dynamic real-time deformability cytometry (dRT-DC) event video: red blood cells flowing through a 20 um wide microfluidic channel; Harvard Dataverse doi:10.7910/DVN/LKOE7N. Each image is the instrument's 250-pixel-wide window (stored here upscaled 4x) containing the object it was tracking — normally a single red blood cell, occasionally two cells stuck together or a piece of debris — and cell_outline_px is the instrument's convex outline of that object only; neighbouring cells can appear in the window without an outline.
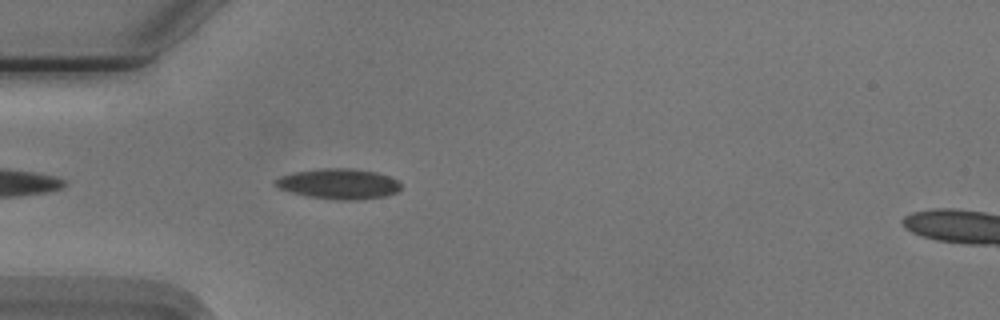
{"species": "Egyptian fruit bat (a non-hibernating species)", "species_latin": "Rousettus aegyptiacus", "temperature_condition": "cold", "stored_images_in_passage": 42, "camera_frame_rate_fps": 3000, "um_per_image_px": 0.085, "animal": {"sex": "male"}, "frame": {"image": 1, "passage_image": 4, "time_ms": 1.0, "image_size_px": [1000, 320], "cell_outline_px": [[400, 188], [396, 192], [388, 196], [356, 200], [336, 200], [308, 196], [292, 192], [280, 188], [272, 184], [272, 180], [280, 176], [296, 172], [324, 168], [352, 168], [376, 172], [388, 176], [396, 180], [400, 184]], "centroid_in_image_um": [28.78, 15.63], "position_along_channel_um": 56.2, "area_um2": 22.2}}
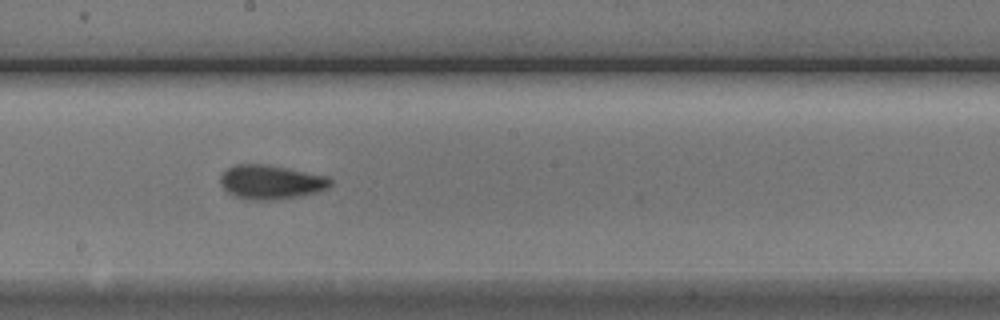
{"frame": {"image": 2, "passage_image": 18, "time_ms": 5.667, "image_size_px": [1000, 320], "cell_outline_px": [[332, 184], [328, 188], [316, 192], [300, 196], [272, 200], [248, 200], [236, 196], [228, 192], [220, 184], [220, 176], [228, 168], [236, 164], [264, 164], [288, 168], [328, 176], [332, 180]], "centroid_in_image_um": [23.04, 15.47], "position_along_channel_um": 225.2, "area_um2": 21.91}}
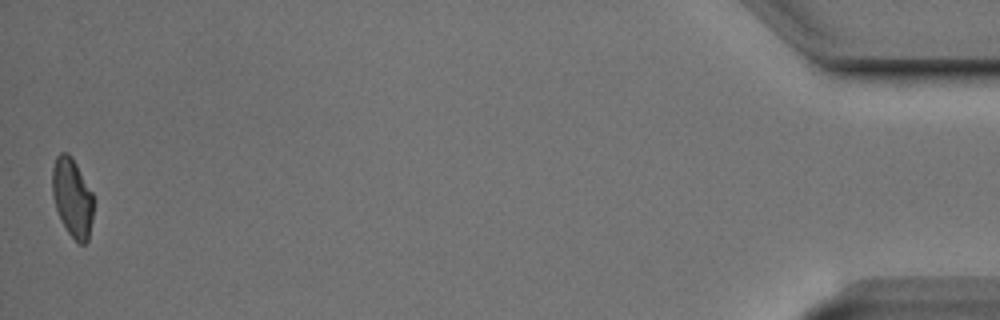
{"frame": {"image": 3, "passage_image": 42, "time_ms": 13.667, "image_size_px": [1000, 320], "cell_outline_px": [[96, 200], [88, 240], [84, 244], [80, 244], [68, 232], [60, 220], [52, 196], [52, 168], [56, 156], [60, 152], [68, 152], [72, 156], [92, 192]], "centroid_in_image_um": [6.16, 16.78], "position_along_channel_um": 429.0, "area_um2": 19.31}, "authors_computed_cell_mechanics": {"area_um2": 20.4034, "velocity_mm_per_s": 3.7481, "shape_relaxation_time_tau1_ms": 5.5395, "shape_relaxation_time_tau2_ms": 2.1525, "deformation_change_tau1": 0.1419, "deformation_change_tau2": 0.0872}}